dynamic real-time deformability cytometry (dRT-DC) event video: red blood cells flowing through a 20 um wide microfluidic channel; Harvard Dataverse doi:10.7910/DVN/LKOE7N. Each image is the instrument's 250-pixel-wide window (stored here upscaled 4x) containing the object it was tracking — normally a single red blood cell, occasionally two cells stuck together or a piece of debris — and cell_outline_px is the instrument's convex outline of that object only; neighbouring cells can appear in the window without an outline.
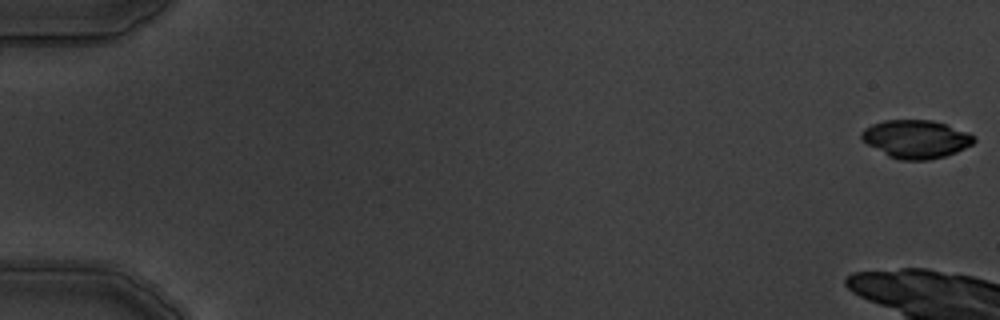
{"species": "common noctule bat (a hibernating species)", "species_latin": "Nyctalus noctula", "temperature_condition": "warm", "stored_images_in_passage": 5, "camera_frame_rate_fps": 3000, "um_per_image_px": 0.085, "animal": {"sex": "male", "body_mass_g": 19.5, "forearm_length_mm": 54.6}, "frame": {"image": 1, "passage_image": 1, "time_ms": 0.0, "image_size_px": [1000, 320], "cell_outline_px": [[976, 140], [972, 144], [956, 152], [944, 156], [928, 160], [900, 160], [888, 156], [860, 140], [860, 132], [864, 128], [872, 124], [884, 120], [932, 120], [968, 132], [976, 136]], "centroid_in_image_um": [77.83, 11.82], "position_along_channel_um": 7.2, "area_um2": 25.09}}